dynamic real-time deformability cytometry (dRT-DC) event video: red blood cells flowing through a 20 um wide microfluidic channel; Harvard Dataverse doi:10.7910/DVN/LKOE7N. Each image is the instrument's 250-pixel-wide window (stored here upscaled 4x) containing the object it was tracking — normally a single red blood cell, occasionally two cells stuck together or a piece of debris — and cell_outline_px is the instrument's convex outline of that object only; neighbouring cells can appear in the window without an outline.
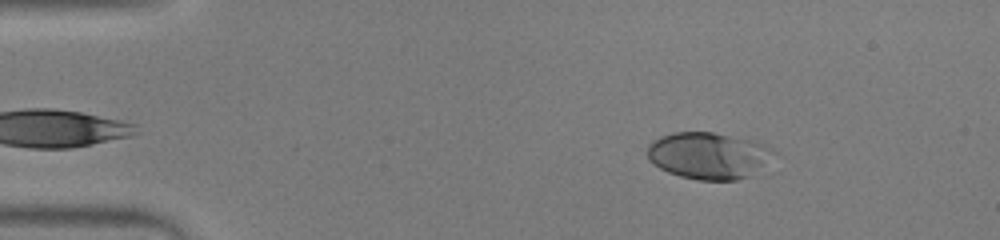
{"species": "human", "species_latin": "Homo sapiens", "temperature_condition": "warm", "stored_images_in_passage": 44, "camera_frame_rate_fps": 3000, "um_per_image_px": 0.085, "donor": {"sex": "male"}, "frame": {"image": 1, "passage_image": 5, "time_ms": 1.333, "image_size_px": [1000, 240], "cell_outline_px": [[776, 152], [760, 172], [752, 176], [736, 180], [696, 180], [680, 176], [668, 172], [652, 164], [648, 160], [648, 144], [652, 140], [660, 136], [672, 132], [712, 132], [756, 140], [768, 144]], "centroid_in_image_um": [60.27, 13.22], "position_along_channel_um": 24.7, "area_um2": 35.2}}
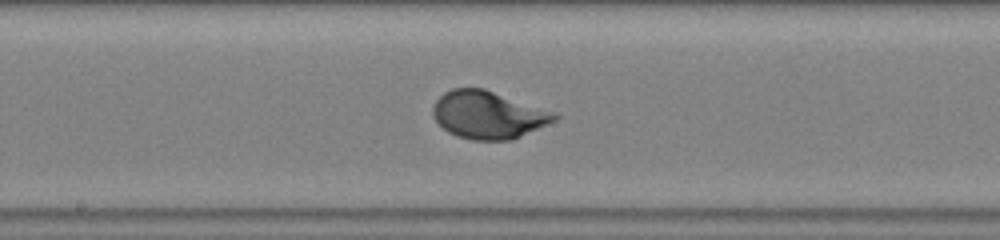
{"frame": {"image": 2, "passage_image": 25, "time_ms": 8.0, "image_size_px": [1000, 240], "cell_outline_px": [[560, 116], [556, 120], [512, 140], [472, 140], [456, 136], [448, 132], [432, 116], [432, 108], [436, 100], [444, 92], [452, 88], [484, 88], [556, 112]], "centroid_in_image_um": [41.49, 9.76], "position_along_channel_um": 206.7, "area_um2": 33.81}}
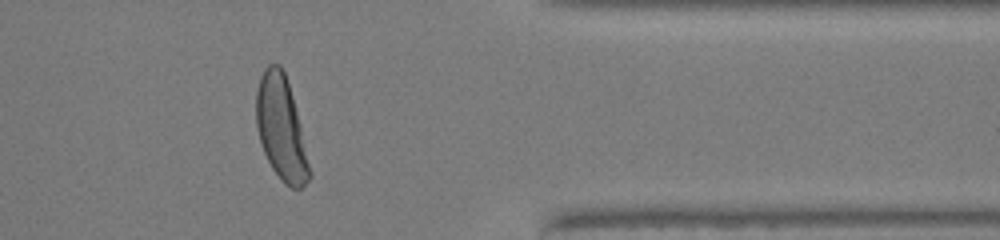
{"frame": {"image": 3, "passage_image": 40, "time_ms": 13.0, "image_size_px": [1000, 240], "cell_outline_px": [[312, 176], [300, 188], [292, 188], [280, 180], [272, 168], [264, 152], [256, 128], [256, 92], [260, 76], [264, 68], [268, 64], [280, 64], [284, 72], [292, 96], [300, 124], [312, 172]], "centroid_in_image_um": [23.89, 10.91], "position_along_channel_um": 387.5, "area_um2": 32.02}, "authors_computed_cell_mechanics": {"area_um2": 33.1194, "velocity_mm_per_s": 3.9333, "shape_relaxation_time_tau1_ms": 2.9371, "shape_relaxation_time_tau2_ms": null, "deformation_change_tau1": 0.1892, "deformation_change_tau2": null}}